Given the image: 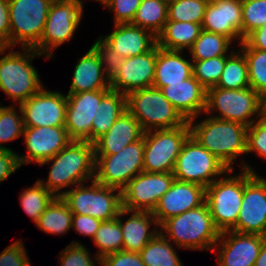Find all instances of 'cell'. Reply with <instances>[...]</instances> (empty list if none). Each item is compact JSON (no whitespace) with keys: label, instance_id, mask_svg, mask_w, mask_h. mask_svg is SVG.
<instances>
[{"label":"cell","instance_id":"277c9868","mask_svg":"<svg viewBox=\"0 0 266 266\" xmlns=\"http://www.w3.org/2000/svg\"><path fill=\"white\" fill-rule=\"evenodd\" d=\"M7 49L0 47V55ZM22 50L23 53L10 51L0 58V90L19 105L43 88L37 69L31 65L32 60L41 54L34 48Z\"/></svg>","mask_w":266,"mask_h":266},{"label":"cell","instance_id":"4fadbf2b","mask_svg":"<svg viewBox=\"0 0 266 266\" xmlns=\"http://www.w3.org/2000/svg\"><path fill=\"white\" fill-rule=\"evenodd\" d=\"M81 0H54L50 6L40 42L34 49L47 58L57 47L71 40L83 14Z\"/></svg>","mask_w":266,"mask_h":266},{"label":"cell","instance_id":"f546056e","mask_svg":"<svg viewBox=\"0 0 266 266\" xmlns=\"http://www.w3.org/2000/svg\"><path fill=\"white\" fill-rule=\"evenodd\" d=\"M201 31V24L168 20L157 36V45L167 50L184 51L187 48L189 50Z\"/></svg>","mask_w":266,"mask_h":266},{"label":"cell","instance_id":"6da1fadb","mask_svg":"<svg viewBox=\"0 0 266 266\" xmlns=\"http://www.w3.org/2000/svg\"><path fill=\"white\" fill-rule=\"evenodd\" d=\"M50 165L48 181L38 179L55 197H61V189L94 180L95 151L94 144L88 141L72 140L59 153L42 162ZM58 192V193H57Z\"/></svg>","mask_w":266,"mask_h":266},{"label":"cell","instance_id":"c3c4849f","mask_svg":"<svg viewBox=\"0 0 266 266\" xmlns=\"http://www.w3.org/2000/svg\"><path fill=\"white\" fill-rule=\"evenodd\" d=\"M100 266H145L136 252L118 251L108 254L100 260Z\"/></svg>","mask_w":266,"mask_h":266},{"label":"cell","instance_id":"ffe728a7","mask_svg":"<svg viewBox=\"0 0 266 266\" xmlns=\"http://www.w3.org/2000/svg\"><path fill=\"white\" fill-rule=\"evenodd\" d=\"M156 57L157 45L149 52L125 58L110 80V88L127 95L138 89L153 87Z\"/></svg>","mask_w":266,"mask_h":266},{"label":"cell","instance_id":"836d02e7","mask_svg":"<svg viewBox=\"0 0 266 266\" xmlns=\"http://www.w3.org/2000/svg\"><path fill=\"white\" fill-rule=\"evenodd\" d=\"M216 87L223 89H242L250 87L248 78V64L243 52H231L221 73Z\"/></svg>","mask_w":266,"mask_h":266},{"label":"cell","instance_id":"b9f144b4","mask_svg":"<svg viewBox=\"0 0 266 266\" xmlns=\"http://www.w3.org/2000/svg\"><path fill=\"white\" fill-rule=\"evenodd\" d=\"M266 23V0H242V39Z\"/></svg>","mask_w":266,"mask_h":266},{"label":"cell","instance_id":"7dc6e473","mask_svg":"<svg viewBox=\"0 0 266 266\" xmlns=\"http://www.w3.org/2000/svg\"><path fill=\"white\" fill-rule=\"evenodd\" d=\"M22 242L17 240L4 249L0 254V266H31Z\"/></svg>","mask_w":266,"mask_h":266},{"label":"cell","instance_id":"5b68a950","mask_svg":"<svg viewBox=\"0 0 266 266\" xmlns=\"http://www.w3.org/2000/svg\"><path fill=\"white\" fill-rule=\"evenodd\" d=\"M126 106L144 132L176 128L187 122L163 96L162 91L155 87L130 92L126 95Z\"/></svg>","mask_w":266,"mask_h":266},{"label":"cell","instance_id":"603a6c76","mask_svg":"<svg viewBox=\"0 0 266 266\" xmlns=\"http://www.w3.org/2000/svg\"><path fill=\"white\" fill-rule=\"evenodd\" d=\"M160 90L186 121L196 120L205 111L206 89L193 75L182 83H168Z\"/></svg>","mask_w":266,"mask_h":266},{"label":"cell","instance_id":"9a60e30c","mask_svg":"<svg viewBox=\"0 0 266 266\" xmlns=\"http://www.w3.org/2000/svg\"><path fill=\"white\" fill-rule=\"evenodd\" d=\"M174 180L173 173H139L121 190L122 208L152 212Z\"/></svg>","mask_w":266,"mask_h":266},{"label":"cell","instance_id":"f35d334b","mask_svg":"<svg viewBox=\"0 0 266 266\" xmlns=\"http://www.w3.org/2000/svg\"><path fill=\"white\" fill-rule=\"evenodd\" d=\"M209 0H172L168 2V20L202 24Z\"/></svg>","mask_w":266,"mask_h":266},{"label":"cell","instance_id":"cb8c5ba5","mask_svg":"<svg viewBox=\"0 0 266 266\" xmlns=\"http://www.w3.org/2000/svg\"><path fill=\"white\" fill-rule=\"evenodd\" d=\"M114 26L115 30L101 39L124 58L149 52L157 45V37L148 30L131 23Z\"/></svg>","mask_w":266,"mask_h":266},{"label":"cell","instance_id":"e0dca14e","mask_svg":"<svg viewBox=\"0 0 266 266\" xmlns=\"http://www.w3.org/2000/svg\"><path fill=\"white\" fill-rule=\"evenodd\" d=\"M110 89L68 93L65 128L72 140L91 143V125L97 106Z\"/></svg>","mask_w":266,"mask_h":266},{"label":"cell","instance_id":"7c38bea8","mask_svg":"<svg viewBox=\"0 0 266 266\" xmlns=\"http://www.w3.org/2000/svg\"><path fill=\"white\" fill-rule=\"evenodd\" d=\"M243 193L244 169L240 175L217 179L206 188L205 202L220 233L236 226Z\"/></svg>","mask_w":266,"mask_h":266},{"label":"cell","instance_id":"7bdbcfd3","mask_svg":"<svg viewBox=\"0 0 266 266\" xmlns=\"http://www.w3.org/2000/svg\"><path fill=\"white\" fill-rule=\"evenodd\" d=\"M92 48L97 52L100 58L104 73L109 80H111L117 74L121 65L125 62V58L111 49L101 37L96 40Z\"/></svg>","mask_w":266,"mask_h":266},{"label":"cell","instance_id":"11a10c76","mask_svg":"<svg viewBox=\"0 0 266 266\" xmlns=\"http://www.w3.org/2000/svg\"><path fill=\"white\" fill-rule=\"evenodd\" d=\"M263 115L266 116V96L263 98Z\"/></svg>","mask_w":266,"mask_h":266},{"label":"cell","instance_id":"f5cc1de1","mask_svg":"<svg viewBox=\"0 0 266 266\" xmlns=\"http://www.w3.org/2000/svg\"><path fill=\"white\" fill-rule=\"evenodd\" d=\"M244 41L254 49L266 51V23L259 29L250 33Z\"/></svg>","mask_w":266,"mask_h":266},{"label":"cell","instance_id":"4dcf8cb0","mask_svg":"<svg viewBox=\"0 0 266 266\" xmlns=\"http://www.w3.org/2000/svg\"><path fill=\"white\" fill-rule=\"evenodd\" d=\"M73 213L61 197H55L35 224L51 234H64L72 228Z\"/></svg>","mask_w":266,"mask_h":266},{"label":"cell","instance_id":"83f0119b","mask_svg":"<svg viewBox=\"0 0 266 266\" xmlns=\"http://www.w3.org/2000/svg\"><path fill=\"white\" fill-rule=\"evenodd\" d=\"M181 53L182 51L167 50L157 45L153 87L160 89L168 83H182L193 75L192 60L184 59Z\"/></svg>","mask_w":266,"mask_h":266},{"label":"cell","instance_id":"8992f818","mask_svg":"<svg viewBox=\"0 0 266 266\" xmlns=\"http://www.w3.org/2000/svg\"><path fill=\"white\" fill-rule=\"evenodd\" d=\"M219 111L216 119L238 122L245 126L251 125L263 116V98L251 87L242 89H223L212 87L206 90V108L204 113ZM251 116V117H250Z\"/></svg>","mask_w":266,"mask_h":266},{"label":"cell","instance_id":"9c48e42d","mask_svg":"<svg viewBox=\"0 0 266 266\" xmlns=\"http://www.w3.org/2000/svg\"><path fill=\"white\" fill-rule=\"evenodd\" d=\"M233 172L191 135L182 145L173 175L176 180L192 182L207 188L216 177Z\"/></svg>","mask_w":266,"mask_h":266},{"label":"cell","instance_id":"2e32d148","mask_svg":"<svg viewBox=\"0 0 266 266\" xmlns=\"http://www.w3.org/2000/svg\"><path fill=\"white\" fill-rule=\"evenodd\" d=\"M67 96L57 91H46L44 87L20 104L24 127L65 126Z\"/></svg>","mask_w":266,"mask_h":266},{"label":"cell","instance_id":"db71d44e","mask_svg":"<svg viewBox=\"0 0 266 266\" xmlns=\"http://www.w3.org/2000/svg\"><path fill=\"white\" fill-rule=\"evenodd\" d=\"M254 266H266V236H264L259 256Z\"/></svg>","mask_w":266,"mask_h":266},{"label":"cell","instance_id":"3957f363","mask_svg":"<svg viewBox=\"0 0 266 266\" xmlns=\"http://www.w3.org/2000/svg\"><path fill=\"white\" fill-rule=\"evenodd\" d=\"M159 227L179 248L215 251L220 231L216 228L209 207L203 205L165 220ZM164 230V231H163ZM168 233L164 234V233Z\"/></svg>","mask_w":266,"mask_h":266},{"label":"cell","instance_id":"d6986e66","mask_svg":"<svg viewBox=\"0 0 266 266\" xmlns=\"http://www.w3.org/2000/svg\"><path fill=\"white\" fill-rule=\"evenodd\" d=\"M206 188L192 182L174 180L152 211L158 226L170 217L177 216L205 203Z\"/></svg>","mask_w":266,"mask_h":266},{"label":"cell","instance_id":"30bf717a","mask_svg":"<svg viewBox=\"0 0 266 266\" xmlns=\"http://www.w3.org/2000/svg\"><path fill=\"white\" fill-rule=\"evenodd\" d=\"M189 135L188 121L176 128L144 132L143 171L173 173L182 145Z\"/></svg>","mask_w":266,"mask_h":266},{"label":"cell","instance_id":"f1b7e54d","mask_svg":"<svg viewBox=\"0 0 266 266\" xmlns=\"http://www.w3.org/2000/svg\"><path fill=\"white\" fill-rule=\"evenodd\" d=\"M127 111L126 95L110 89L97 106L91 125V143L107 133L114 122Z\"/></svg>","mask_w":266,"mask_h":266},{"label":"cell","instance_id":"74e56055","mask_svg":"<svg viewBox=\"0 0 266 266\" xmlns=\"http://www.w3.org/2000/svg\"><path fill=\"white\" fill-rule=\"evenodd\" d=\"M20 195L21 206L35 224L38 222L39 217L44 213L47 206L55 198L39 180L36 181L33 187L25 189Z\"/></svg>","mask_w":266,"mask_h":266},{"label":"cell","instance_id":"484cf974","mask_svg":"<svg viewBox=\"0 0 266 266\" xmlns=\"http://www.w3.org/2000/svg\"><path fill=\"white\" fill-rule=\"evenodd\" d=\"M132 212L131 217L123 223L121 217L130 213V211L124 208L120 210V227L123 236L122 250L139 253L160 230L158 228L153 231L150 229L152 224L158 226L152 212Z\"/></svg>","mask_w":266,"mask_h":266},{"label":"cell","instance_id":"9f6ffc18","mask_svg":"<svg viewBox=\"0 0 266 266\" xmlns=\"http://www.w3.org/2000/svg\"><path fill=\"white\" fill-rule=\"evenodd\" d=\"M94 1H98L99 3H101V2L104 1V0H94Z\"/></svg>","mask_w":266,"mask_h":266},{"label":"cell","instance_id":"1f68e13d","mask_svg":"<svg viewBox=\"0 0 266 266\" xmlns=\"http://www.w3.org/2000/svg\"><path fill=\"white\" fill-rule=\"evenodd\" d=\"M168 2L164 0H141L132 25L152 32L156 37L168 21Z\"/></svg>","mask_w":266,"mask_h":266},{"label":"cell","instance_id":"ba28073f","mask_svg":"<svg viewBox=\"0 0 266 266\" xmlns=\"http://www.w3.org/2000/svg\"><path fill=\"white\" fill-rule=\"evenodd\" d=\"M53 1L8 0L9 47L20 43L22 48H34L40 42Z\"/></svg>","mask_w":266,"mask_h":266},{"label":"cell","instance_id":"ab89813d","mask_svg":"<svg viewBox=\"0 0 266 266\" xmlns=\"http://www.w3.org/2000/svg\"><path fill=\"white\" fill-rule=\"evenodd\" d=\"M227 56L192 61L193 76L207 90L215 87L223 72Z\"/></svg>","mask_w":266,"mask_h":266},{"label":"cell","instance_id":"ee69618b","mask_svg":"<svg viewBox=\"0 0 266 266\" xmlns=\"http://www.w3.org/2000/svg\"><path fill=\"white\" fill-rule=\"evenodd\" d=\"M256 152L258 156L266 158V116L248 126L247 129V152Z\"/></svg>","mask_w":266,"mask_h":266},{"label":"cell","instance_id":"5bb4252c","mask_svg":"<svg viewBox=\"0 0 266 266\" xmlns=\"http://www.w3.org/2000/svg\"><path fill=\"white\" fill-rule=\"evenodd\" d=\"M244 193L236 226L232 231L266 236V180L243 162Z\"/></svg>","mask_w":266,"mask_h":266},{"label":"cell","instance_id":"7a4b0ae2","mask_svg":"<svg viewBox=\"0 0 266 266\" xmlns=\"http://www.w3.org/2000/svg\"><path fill=\"white\" fill-rule=\"evenodd\" d=\"M195 119L188 121L190 135L210 153L233 170L235 157L247 152L248 127L238 123L212 117L194 125Z\"/></svg>","mask_w":266,"mask_h":266},{"label":"cell","instance_id":"60d3db41","mask_svg":"<svg viewBox=\"0 0 266 266\" xmlns=\"http://www.w3.org/2000/svg\"><path fill=\"white\" fill-rule=\"evenodd\" d=\"M16 106H2L0 109V149L12 150L2 143L13 141L23 136L24 122L22 112L17 114Z\"/></svg>","mask_w":266,"mask_h":266},{"label":"cell","instance_id":"52a82bcc","mask_svg":"<svg viewBox=\"0 0 266 266\" xmlns=\"http://www.w3.org/2000/svg\"><path fill=\"white\" fill-rule=\"evenodd\" d=\"M61 198L73 214L88 215L101 221L117 218L122 209L121 190L95 180L89 186L83 183L64 191Z\"/></svg>","mask_w":266,"mask_h":266},{"label":"cell","instance_id":"ac0fdd59","mask_svg":"<svg viewBox=\"0 0 266 266\" xmlns=\"http://www.w3.org/2000/svg\"><path fill=\"white\" fill-rule=\"evenodd\" d=\"M23 135L27 155H18L20 165L32 161L40 165L55 156L72 141L64 126L24 127Z\"/></svg>","mask_w":266,"mask_h":266},{"label":"cell","instance_id":"d6a6232c","mask_svg":"<svg viewBox=\"0 0 266 266\" xmlns=\"http://www.w3.org/2000/svg\"><path fill=\"white\" fill-rule=\"evenodd\" d=\"M139 254L145 266H183L169 239L160 232Z\"/></svg>","mask_w":266,"mask_h":266},{"label":"cell","instance_id":"f907efd6","mask_svg":"<svg viewBox=\"0 0 266 266\" xmlns=\"http://www.w3.org/2000/svg\"><path fill=\"white\" fill-rule=\"evenodd\" d=\"M21 167L18 154L13 150L0 149V182Z\"/></svg>","mask_w":266,"mask_h":266},{"label":"cell","instance_id":"8fae6325","mask_svg":"<svg viewBox=\"0 0 266 266\" xmlns=\"http://www.w3.org/2000/svg\"><path fill=\"white\" fill-rule=\"evenodd\" d=\"M144 138L129 144L113 155H95L94 180L122 190L136 175L143 172Z\"/></svg>","mask_w":266,"mask_h":266},{"label":"cell","instance_id":"e575fe53","mask_svg":"<svg viewBox=\"0 0 266 266\" xmlns=\"http://www.w3.org/2000/svg\"><path fill=\"white\" fill-rule=\"evenodd\" d=\"M233 41L223 35L202 30L189 49L192 61H201L219 56H228Z\"/></svg>","mask_w":266,"mask_h":266},{"label":"cell","instance_id":"44dd1931","mask_svg":"<svg viewBox=\"0 0 266 266\" xmlns=\"http://www.w3.org/2000/svg\"><path fill=\"white\" fill-rule=\"evenodd\" d=\"M264 236L257 234H242L232 230L220 233L216 246L218 251V266H254L259 256Z\"/></svg>","mask_w":266,"mask_h":266},{"label":"cell","instance_id":"d4e9b609","mask_svg":"<svg viewBox=\"0 0 266 266\" xmlns=\"http://www.w3.org/2000/svg\"><path fill=\"white\" fill-rule=\"evenodd\" d=\"M140 123L128 111H125L111 126L106 134L94 144L95 155H113L143 137Z\"/></svg>","mask_w":266,"mask_h":266},{"label":"cell","instance_id":"681fc988","mask_svg":"<svg viewBox=\"0 0 266 266\" xmlns=\"http://www.w3.org/2000/svg\"><path fill=\"white\" fill-rule=\"evenodd\" d=\"M102 221L88 215L73 214L72 228L79 234L90 236L92 239Z\"/></svg>","mask_w":266,"mask_h":266},{"label":"cell","instance_id":"bcb514c9","mask_svg":"<svg viewBox=\"0 0 266 266\" xmlns=\"http://www.w3.org/2000/svg\"><path fill=\"white\" fill-rule=\"evenodd\" d=\"M104 7L114 11V24L132 23L141 0H104Z\"/></svg>","mask_w":266,"mask_h":266},{"label":"cell","instance_id":"8d00e7d4","mask_svg":"<svg viewBox=\"0 0 266 266\" xmlns=\"http://www.w3.org/2000/svg\"><path fill=\"white\" fill-rule=\"evenodd\" d=\"M239 46L247 60L250 87L264 98L266 96V51L251 48L244 40Z\"/></svg>","mask_w":266,"mask_h":266},{"label":"cell","instance_id":"4316f807","mask_svg":"<svg viewBox=\"0 0 266 266\" xmlns=\"http://www.w3.org/2000/svg\"><path fill=\"white\" fill-rule=\"evenodd\" d=\"M73 79L68 93L111 89L110 80L104 73L97 52L91 47L74 67Z\"/></svg>","mask_w":266,"mask_h":266},{"label":"cell","instance_id":"7402d4cb","mask_svg":"<svg viewBox=\"0 0 266 266\" xmlns=\"http://www.w3.org/2000/svg\"><path fill=\"white\" fill-rule=\"evenodd\" d=\"M202 30L243 41L242 0H209L205 10Z\"/></svg>","mask_w":266,"mask_h":266},{"label":"cell","instance_id":"f6af8a7d","mask_svg":"<svg viewBox=\"0 0 266 266\" xmlns=\"http://www.w3.org/2000/svg\"><path fill=\"white\" fill-rule=\"evenodd\" d=\"M91 254L79 242L73 241L60 254V266H95Z\"/></svg>","mask_w":266,"mask_h":266},{"label":"cell","instance_id":"816d5d0a","mask_svg":"<svg viewBox=\"0 0 266 266\" xmlns=\"http://www.w3.org/2000/svg\"><path fill=\"white\" fill-rule=\"evenodd\" d=\"M10 19L8 0H0V47L9 48Z\"/></svg>","mask_w":266,"mask_h":266},{"label":"cell","instance_id":"d590c367","mask_svg":"<svg viewBox=\"0 0 266 266\" xmlns=\"http://www.w3.org/2000/svg\"><path fill=\"white\" fill-rule=\"evenodd\" d=\"M93 241L99 248L96 256H94L99 265L104 256L122 250L123 236L120 227V212L117 218L102 221L93 237Z\"/></svg>","mask_w":266,"mask_h":266}]
</instances>
